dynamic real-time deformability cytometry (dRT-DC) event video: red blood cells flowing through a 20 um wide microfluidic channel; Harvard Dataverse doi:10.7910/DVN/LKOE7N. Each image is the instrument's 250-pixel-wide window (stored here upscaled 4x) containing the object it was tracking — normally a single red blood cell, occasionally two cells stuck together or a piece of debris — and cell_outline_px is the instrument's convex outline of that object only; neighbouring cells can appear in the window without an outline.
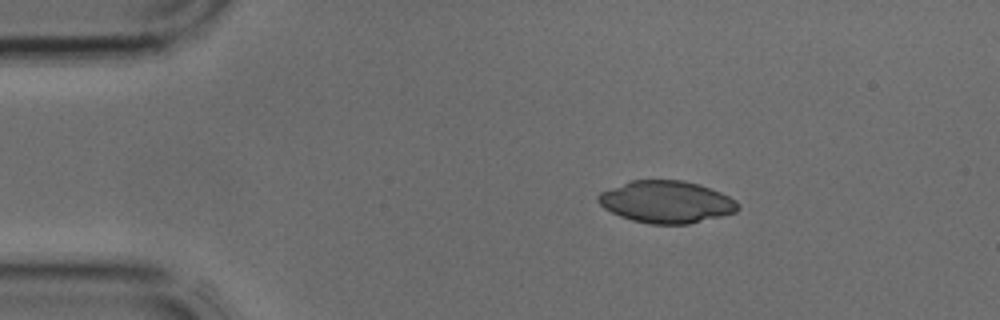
{"species": "common noctule bat (a hibernating species)", "species_latin": "Nyctalus noctula", "temperature_condition": "cold", "stored_images_in_passage": 2, "camera_frame_rate_fps": 3000, "um_per_image_px": 0.085, "animal": {"sex": "male", "body_mass_g": 17.9, "forearm_length_mm": 54.2}, "frame": {"image": 1, "passage_image": 1, "time_ms": 0.0, "image_size_px": [1000, 320], "cell_outline_px": [[740, 208], [736, 212], [688, 224], [648, 224], [632, 220], [620, 216], [604, 208], [596, 200], [596, 196], [600, 192], [628, 180], [684, 180], [700, 184], [720, 192], [736, 200], [740, 204]], "centroid_in_image_um": [56.62, 17.15], "position_along_channel_um": 28.4, "area_um2": 34.51}}